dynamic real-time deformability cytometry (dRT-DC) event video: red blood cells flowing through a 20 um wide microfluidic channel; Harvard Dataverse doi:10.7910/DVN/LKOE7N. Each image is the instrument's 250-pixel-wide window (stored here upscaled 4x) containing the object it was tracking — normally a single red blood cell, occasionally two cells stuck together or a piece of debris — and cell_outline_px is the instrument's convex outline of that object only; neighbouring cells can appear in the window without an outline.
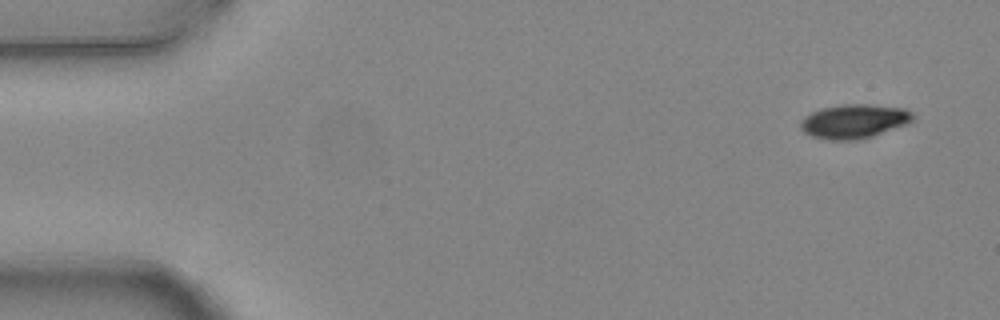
{"species": "common noctule bat (a hibernating species)", "species_latin": "Nyctalus noctula", "temperature_condition": "warm", "stored_images_in_passage": 6, "camera_frame_rate_fps": 3000, "um_per_image_px": 0.085, "animal": {"sex": "female", "body_mass_g": 24.6, "forearm_length_mm": 56.2}, "frame": {"image": 1, "passage_image": 1, "time_ms": 0.0, "image_size_px": [1000, 320], "cell_outline_px": [[916, 116], [908, 124], [860, 140], [828, 140], [812, 136], [804, 132], [800, 128], [800, 120], [804, 116], [820, 108], [844, 104], [868, 104], [904, 108], [912, 112]], "centroid_in_image_um": [72.6, 10.31], "position_along_channel_um": 12.4, "area_um2": 22.54}}
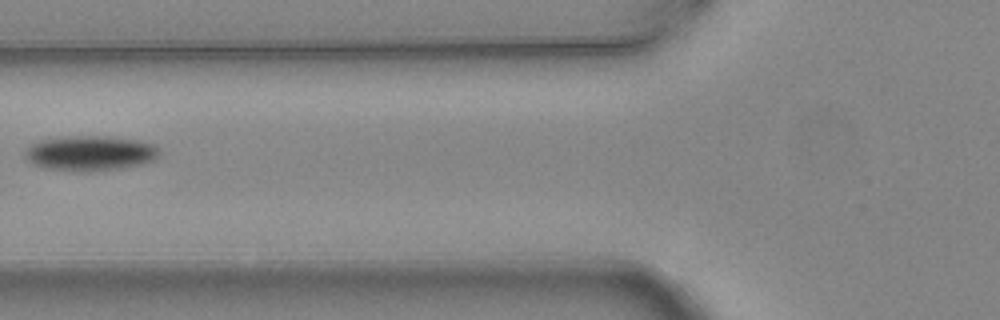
{"frame": {"image": 2, "passage_image": 5, "time_ms": 1.333, "image_size_px": [1000, 320], "cell_outline_px": [[160, 152], [156, 160], [140, 164], [120, 168], [88, 172], [80, 172], [44, 168], [32, 164], [24, 156], [24, 152], [32, 144], [40, 140], [72, 136], [104, 136], [136, 140], [156, 144], [160, 148]], "centroid_in_image_um": [7.68, 13.03], "position_along_channel_um": 118.1, "area_um2": 27.57}}
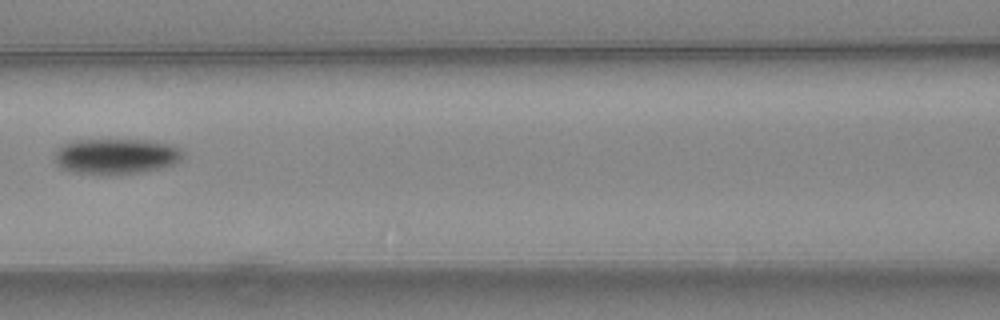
{"frame": {"image": 3, "passage_image": 6, "time_ms": 1.667, "image_size_px": [1000, 320], "cell_outline_px": [[184, 152], [180, 160], [172, 164], [160, 168], [136, 172], [76, 172], [64, 168], [56, 160], [56, 148], [72, 140], [148, 140], [168, 144]], "centroid_in_image_um": [9.87, 13.23], "position_along_channel_um": 156.7, "area_um2": 25.37}}